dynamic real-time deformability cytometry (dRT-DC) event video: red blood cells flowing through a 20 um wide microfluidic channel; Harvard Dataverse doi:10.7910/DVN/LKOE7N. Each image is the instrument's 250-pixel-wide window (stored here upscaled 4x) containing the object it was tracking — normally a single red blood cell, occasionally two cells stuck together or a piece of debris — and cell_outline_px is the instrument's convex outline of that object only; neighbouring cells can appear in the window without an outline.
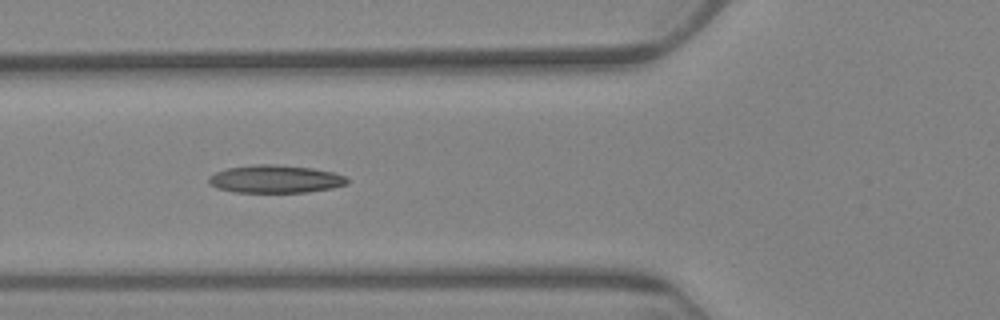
{"species": "Egyptian fruit bat (a non-hibernating species)", "species_latin": "Rousettus aegyptiacus", "temperature_condition": "warm", "stored_images_in_passage": 9, "camera_frame_rate_fps": 3000, "um_per_image_px": 0.085, "animal": {"sex": "female"}, "frame": {"image": 1, "passage_image": 6, "time_ms": 6.667, "image_size_px": [1000, 320], "cell_outline_px": [[348, 184], [332, 188], [308, 192], [232, 192], [216, 188], [208, 184], [208, 176], [216, 172], [228, 168], [252, 164], [272, 164], [312, 168], [332, 172], [344, 176], [348, 180]], "centroid_in_image_um": [23.36, 15.22], "position_along_channel_um": 102.4, "area_um2": 22.54}}
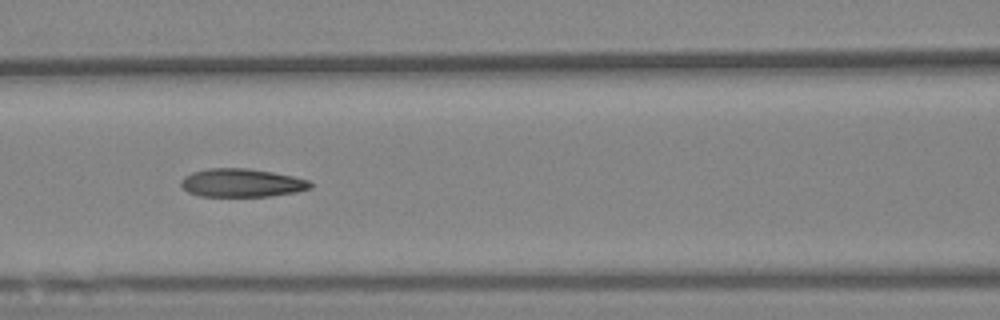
{"frame": {"image": 2, "passage_image": 7, "time_ms": 8.0, "image_size_px": [1000, 320], "cell_outline_px": [[312, 188], [296, 192], [272, 196], [200, 196], [188, 192], [180, 184], [180, 180], [184, 176], [192, 172], [208, 168], [248, 168], [272, 172], [292, 176], [308, 180], [312, 184]], "centroid_in_image_um": [20.53, 15.54], "position_along_channel_um": 146.1, "area_um2": 21.39}}
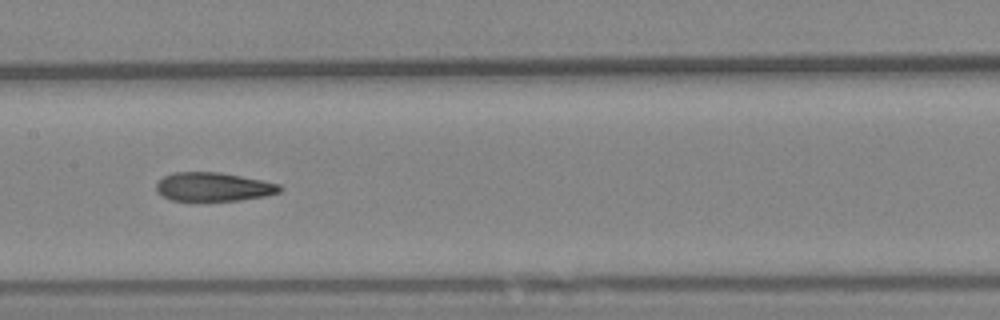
{"frame": {"image": 3, "passage_image": 8, "time_ms": 9.333, "image_size_px": [1000, 320], "cell_outline_px": [[284, 188], [280, 192], [268, 196], [240, 200], [172, 200], [156, 192], [156, 184], [164, 176], [176, 172], [220, 172], [280, 184]], "centroid_in_image_um": [18.18, 15.88], "position_along_channel_um": 189.2, "area_um2": 20.58}}